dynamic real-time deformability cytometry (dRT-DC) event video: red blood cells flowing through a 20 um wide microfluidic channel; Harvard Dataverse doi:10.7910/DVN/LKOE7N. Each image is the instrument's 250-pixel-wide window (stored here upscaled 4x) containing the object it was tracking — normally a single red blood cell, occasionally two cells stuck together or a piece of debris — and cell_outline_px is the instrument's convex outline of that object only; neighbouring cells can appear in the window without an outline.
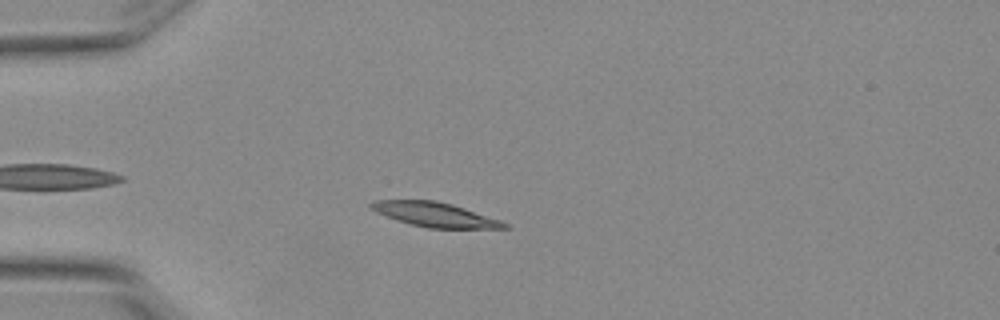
{"species": "Egyptian fruit bat (a non-hibernating species)", "species_latin": "Rousettus aegyptiacus", "temperature_condition": "warm", "stored_images_in_passage": 7, "camera_frame_rate_fps": 3000, "um_per_image_px": 0.085, "animal": {"sex": "female"}, "frame": {"image": 1, "passage_image": 4, "time_ms": 1.0, "image_size_px": [1000, 320], "cell_outline_px": [[512, 228], [428, 228], [412, 224], [376, 212], [368, 204], [372, 200], [436, 200], [452, 204], [500, 220], [508, 224]], "centroid_in_image_um": [36.99, 18.23], "position_along_channel_um": 48.0, "area_um2": 18.67}}
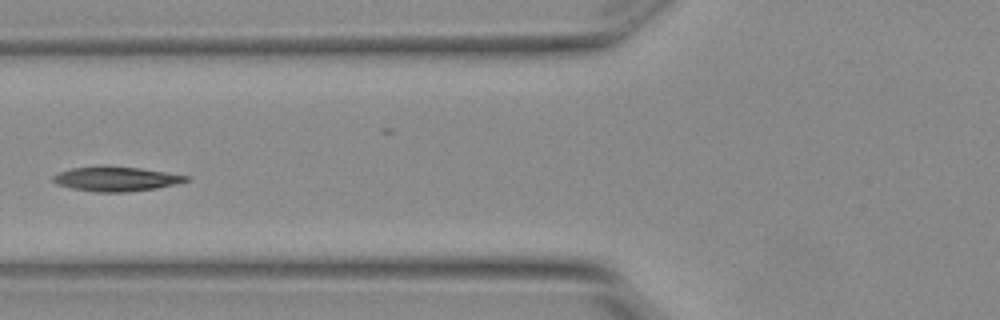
{"frame": {"image": 2, "passage_image": 6, "time_ms": 1.667, "image_size_px": [1000, 320], "cell_outline_px": [[188, 180], [156, 188], [124, 192], [96, 192], [72, 188], [56, 184], [52, 180], [52, 176], [60, 172], [72, 168], [104, 164], [140, 168], [188, 176]], "centroid_in_image_um": [9.78, 15.18], "position_along_channel_um": 116.0, "area_um2": 19.02}}